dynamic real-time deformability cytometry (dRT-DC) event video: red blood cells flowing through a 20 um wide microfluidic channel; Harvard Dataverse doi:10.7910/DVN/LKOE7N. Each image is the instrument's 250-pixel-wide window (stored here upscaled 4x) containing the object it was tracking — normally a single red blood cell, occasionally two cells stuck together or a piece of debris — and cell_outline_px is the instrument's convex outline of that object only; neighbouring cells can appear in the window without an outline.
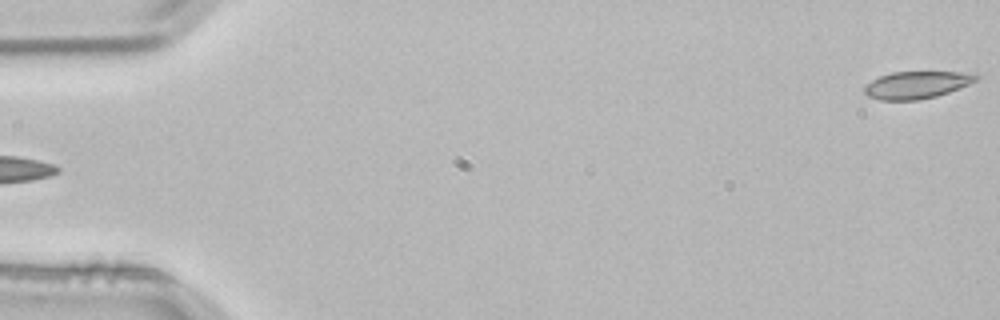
{"species": "common noctule bat (a hibernating species)", "species_latin": "Nyctalus noctula", "temperature_condition": "room temperature", "stored_images_in_passage": 4, "camera_frame_rate_fps": 3000, "um_per_image_px": 0.085, "animal": {"sex": "male", "body_mass_g": 21.5, "forearm_length_mm": 52.0}, "frame": {"image": 1, "passage_image": 4, "time_ms": 1.0, "image_size_px": [1000, 320], "cell_outline_px": [[980, 76], [976, 80], [968, 84], [948, 92], [936, 96], [920, 100], [880, 100], [868, 96], [864, 92], [864, 84], [880, 76], [892, 72], [960, 72]], "centroid_in_image_um": [77.85, 7.22], "position_along_channel_um": 7.1, "area_um2": 17.57}}